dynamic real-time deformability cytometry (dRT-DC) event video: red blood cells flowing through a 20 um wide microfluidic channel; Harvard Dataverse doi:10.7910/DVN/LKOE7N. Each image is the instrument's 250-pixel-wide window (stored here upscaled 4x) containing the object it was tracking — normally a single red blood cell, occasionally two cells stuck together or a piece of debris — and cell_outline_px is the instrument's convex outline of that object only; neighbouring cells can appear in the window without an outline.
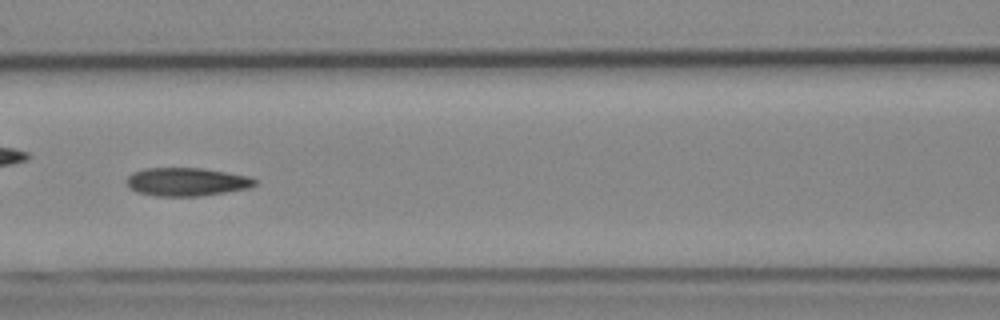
{"species": "Egyptian fruit bat (a non-hibernating species)", "species_latin": "Rousettus aegyptiacus", "temperature_condition": "cold", "stored_images_in_passage": 53, "camera_frame_rate_fps": 3000, "um_per_image_px": 0.085, "animal": {"sex": "female"}, "frame": {"image": 1, "passage_image": 23, "time_ms": 7.333, "image_size_px": [1000, 320], "cell_outline_px": [[256, 184], [248, 188], [200, 196], [156, 196], [136, 192], [128, 188], [128, 176], [132, 172], [144, 168], [200, 168], [248, 176], [256, 180]], "centroid_in_image_um": [15.81, 15.46], "position_along_channel_um": 150.8, "area_um2": 20.98}}
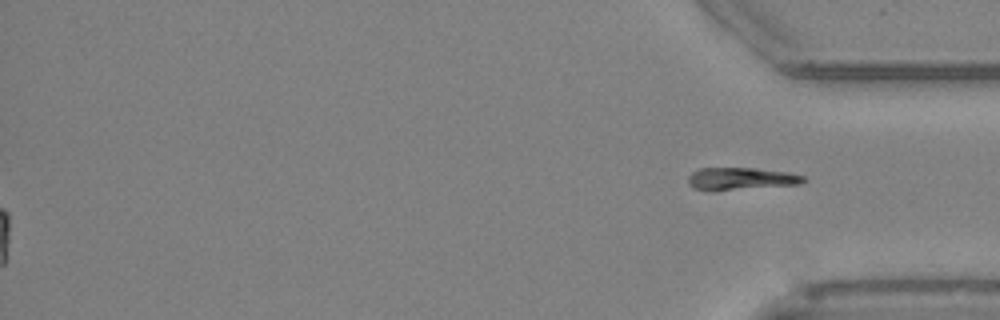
{"frame": {"image": 2, "passage_image": 53, "time_ms": 17.333, "image_size_px": [1000, 320], "cell_outline_px": [[808, 180], [800, 184], [712, 192], [692, 188], [688, 184], [688, 176], [692, 172], [700, 168], [756, 168], [788, 172], [808, 176]], "centroid_in_image_um": [62.99, 15.21], "position_along_channel_um": 372.2, "area_um2": 15.61}, "authors_computed_cell_mechanics": {"area_um2": 20.6346, "velocity_mm_per_s": 3.8907, "shape_relaxation_time_tau1_ms": null, "shape_relaxation_time_tau2_ms": 2.8349, "deformation_change_tau1": null, "deformation_change_tau2": 0.0837}}